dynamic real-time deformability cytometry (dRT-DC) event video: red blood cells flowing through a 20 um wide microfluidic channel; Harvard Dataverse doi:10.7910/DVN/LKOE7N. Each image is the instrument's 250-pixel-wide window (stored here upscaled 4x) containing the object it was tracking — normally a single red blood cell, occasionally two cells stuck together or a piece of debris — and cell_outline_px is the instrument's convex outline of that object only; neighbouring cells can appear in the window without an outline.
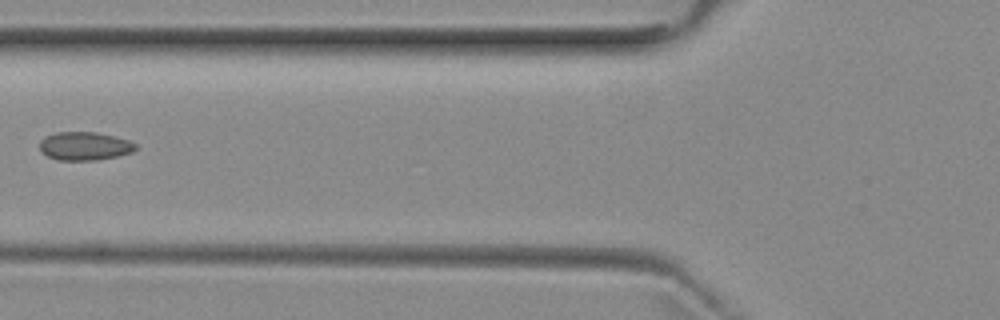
{"species": "common noctule bat (a hibernating species)", "species_latin": "Nyctalus noctula", "temperature_condition": "room temperature", "stored_images_in_passage": 6, "camera_frame_rate_fps": 3000, "um_per_image_px": 0.085, "animal": {"sex": "female", "body_mass_g": 29.2, "forearm_length_mm": 56.3}, "frame": {"image": 1, "passage_image": 5, "time_ms": 4.667, "image_size_px": [1000, 320], "cell_outline_px": [[136, 148], [132, 152], [116, 156], [96, 160], [60, 160], [48, 156], [40, 152], [40, 140], [44, 136], [56, 132], [96, 132], [128, 140], [136, 144]], "centroid_in_image_um": [7.15, 12.41], "position_along_channel_um": 118.6, "area_um2": 15.78}}
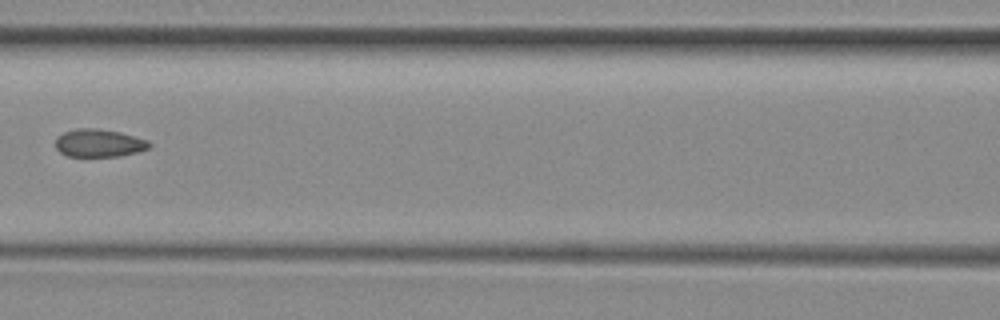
{"frame": {"image": 2, "passage_image": 6, "time_ms": 5.667, "image_size_px": [1000, 320], "cell_outline_px": [[152, 144], [148, 148], [136, 152], [120, 156], [68, 156], [60, 152], [56, 148], [56, 136], [64, 132], [76, 128], [96, 128], [120, 132], [148, 140]], "centroid_in_image_um": [8.4, 12.15], "position_along_channel_um": 158.2, "area_um2": 15.2}}